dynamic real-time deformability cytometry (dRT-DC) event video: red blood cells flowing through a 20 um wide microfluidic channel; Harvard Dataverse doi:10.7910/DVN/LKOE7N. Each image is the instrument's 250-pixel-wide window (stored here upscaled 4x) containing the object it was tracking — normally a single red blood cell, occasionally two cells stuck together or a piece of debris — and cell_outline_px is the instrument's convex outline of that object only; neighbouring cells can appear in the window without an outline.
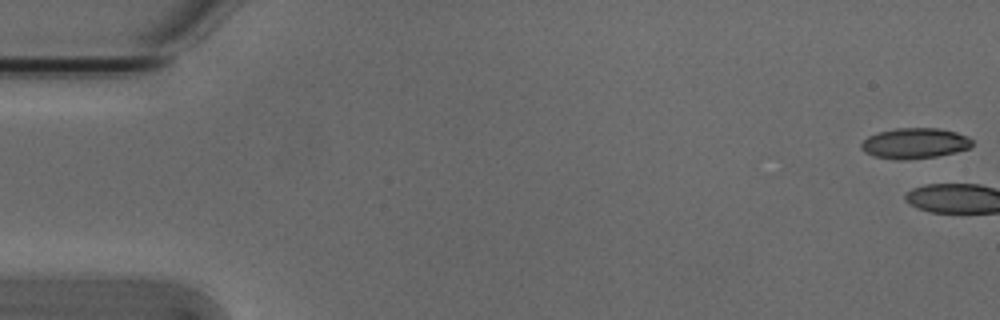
{"species": "Egyptian fruit bat (a non-hibernating species)", "species_latin": "Rousettus aegyptiacus", "temperature_condition": "cold", "stored_images_in_passage": 4, "camera_frame_rate_fps": 3000, "um_per_image_px": 0.085, "animal": {"sex": "male"}, "frame": {"image": 1, "passage_image": 1, "time_ms": 0.0, "image_size_px": [1000, 320], "cell_outline_px": [[972, 144], [968, 148], [956, 152], [936, 156], [900, 160], [896, 160], [872, 156], [864, 152], [860, 148], [860, 144], [868, 136], [880, 132], [896, 128], [940, 128], [956, 132], [968, 136], [972, 140]], "centroid_in_image_um": [77.73, 12.18], "position_along_channel_um": 7.3, "area_um2": 19.77}}